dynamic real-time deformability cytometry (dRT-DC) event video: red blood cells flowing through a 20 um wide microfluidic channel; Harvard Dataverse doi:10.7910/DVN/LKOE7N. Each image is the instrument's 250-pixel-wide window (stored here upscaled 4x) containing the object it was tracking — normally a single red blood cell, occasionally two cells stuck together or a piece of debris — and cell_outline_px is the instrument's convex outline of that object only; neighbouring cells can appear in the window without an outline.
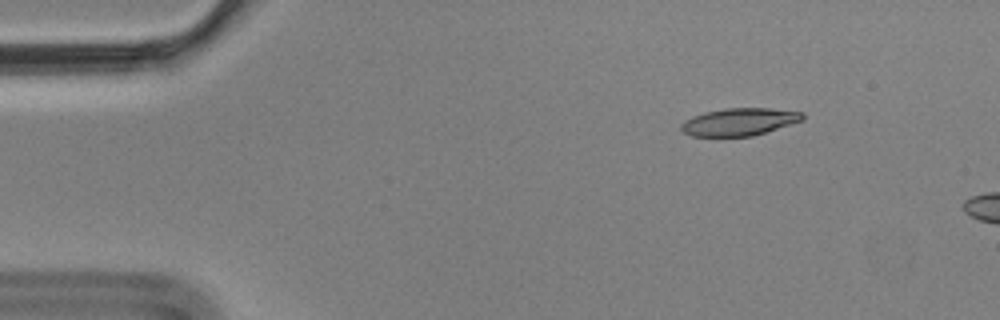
{"species": "Egyptian fruit bat (a non-hibernating species)", "species_latin": "Rousettus aegyptiacus", "temperature_condition": "cold", "stored_images_in_passage": 5, "camera_frame_rate_fps": 3000, "um_per_image_px": 0.085, "animal": {"sex": "male"}, "frame": {"image": 1, "passage_image": 2, "time_ms": 0.333, "image_size_px": [1000, 320], "cell_outline_px": [[804, 120], [752, 136], [692, 136], [684, 132], [680, 128], [680, 124], [684, 120], [692, 116], [704, 112], [724, 108], [768, 108], [804, 112]], "centroid_in_image_um": [62.83, 10.35], "position_along_channel_um": 22.2, "area_um2": 19.48}}